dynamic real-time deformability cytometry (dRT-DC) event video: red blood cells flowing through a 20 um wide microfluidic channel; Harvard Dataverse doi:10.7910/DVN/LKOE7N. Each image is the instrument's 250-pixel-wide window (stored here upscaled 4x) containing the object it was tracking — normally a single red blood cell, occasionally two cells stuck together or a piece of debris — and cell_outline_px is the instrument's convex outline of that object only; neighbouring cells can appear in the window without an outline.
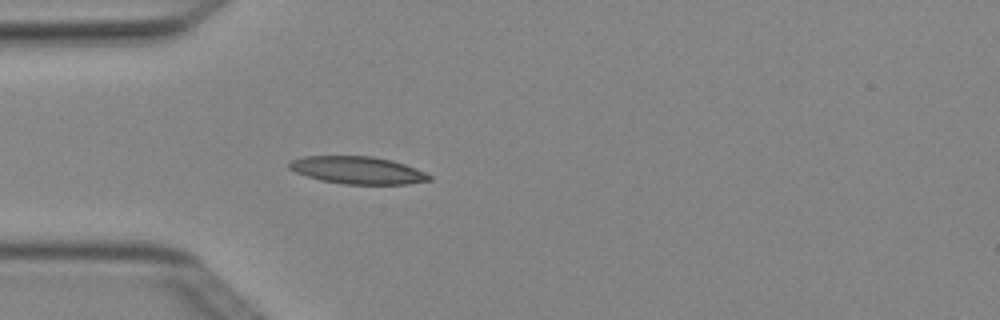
{"species": "Egyptian fruit bat (a non-hibernating species)", "species_latin": "Rousettus aegyptiacus", "temperature_condition": "cold", "stored_images_in_passage": 4, "camera_frame_rate_fps": 3000, "um_per_image_px": 0.085, "animal": {"sex": "female"}, "frame": {"image": 1, "passage_image": 4, "time_ms": 1.0, "image_size_px": [1000, 320], "cell_outline_px": [[432, 180], [408, 184], [344, 184], [320, 180], [296, 172], [288, 168], [288, 164], [292, 160], [304, 156], [372, 156], [392, 160], [404, 164], [424, 172], [432, 176]], "centroid_in_image_um": [30.4, 14.47], "position_along_channel_um": 54.6, "area_um2": 22.31}}